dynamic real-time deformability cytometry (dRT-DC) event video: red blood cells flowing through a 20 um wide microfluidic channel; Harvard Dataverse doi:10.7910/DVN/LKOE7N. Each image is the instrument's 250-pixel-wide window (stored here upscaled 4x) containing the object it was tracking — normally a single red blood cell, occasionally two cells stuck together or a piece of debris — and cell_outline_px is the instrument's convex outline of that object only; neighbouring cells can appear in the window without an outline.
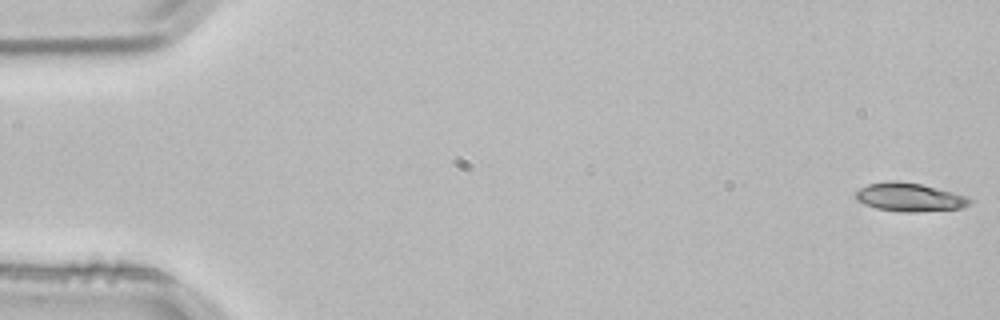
{"species": "common noctule bat (a hibernating species)", "species_latin": "Nyctalus noctula", "temperature_condition": "room temperature", "stored_images_in_passage": 4, "camera_frame_rate_fps": 3000, "um_per_image_px": 0.085, "animal": {"sex": "male", "body_mass_g": 21.5, "forearm_length_mm": 52.0}, "frame": {"image": 1, "passage_image": 1, "time_ms": 0.0, "image_size_px": [1000, 320], "cell_outline_px": [[972, 200], [964, 208], [916, 212], [900, 212], [876, 208], [864, 204], [856, 200], [856, 192], [860, 188], [868, 184], [892, 180], [896, 180], [920, 184], [968, 196]], "centroid_in_image_um": [77.3, 16.77], "position_along_channel_um": 7.7, "area_um2": 18.9}}
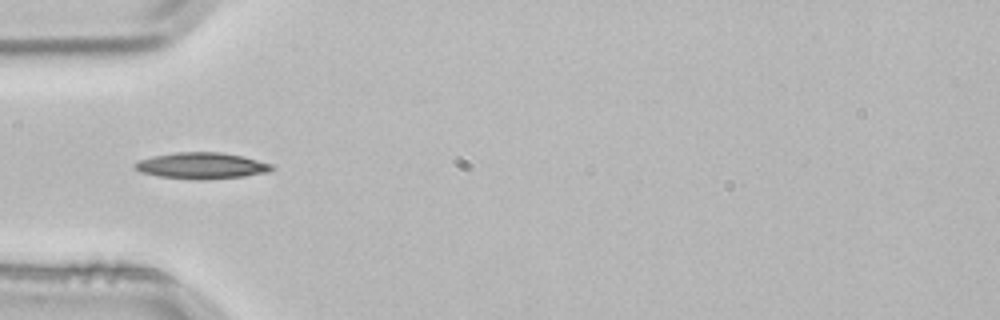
{"frame": {"image": 2, "passage_image": 4, "time_ms": 1.0, "image_size_px": [1000, 320], "cell_outline_px": [[276, 168], [268, 172], [244, 176], [200, 180], [160, 176], [140, 172], [132, 168], [132, 164], [136, 160], [152, 156], [176, 152], [220, 152], [244, 156], [272, 164]], "centroid_in_image_um": [17.1, 14.07], "position_along_channel_um": 67.9, "area_um2": 21.15}}